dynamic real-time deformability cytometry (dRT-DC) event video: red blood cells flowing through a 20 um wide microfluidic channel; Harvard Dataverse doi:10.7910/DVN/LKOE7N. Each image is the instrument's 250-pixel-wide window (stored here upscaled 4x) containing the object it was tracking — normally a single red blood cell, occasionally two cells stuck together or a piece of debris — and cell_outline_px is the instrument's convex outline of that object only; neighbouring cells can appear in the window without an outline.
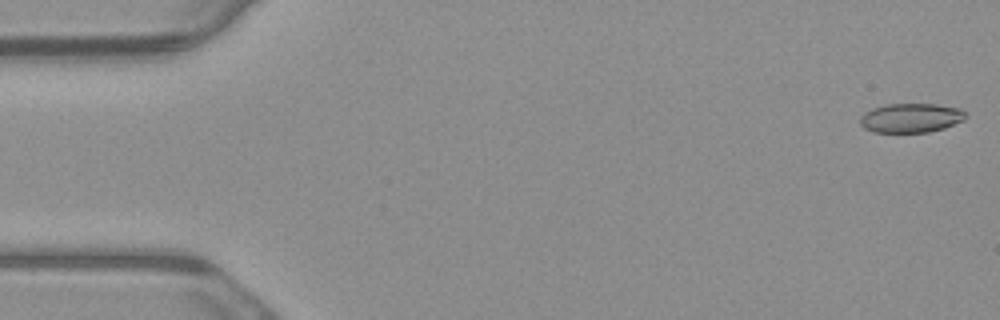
{"species": "common noctule bat (a hibernating species)", "species_latin": "Nyctalus noctula", "temperature_condition": "warm", "stored_images_in_passage": 5, "camera_frame_rate_fps": 3000, "um_per_image_px": 0.085, "animal": {"sex": "male", "body_mass_g": 23.1, "forearm_length_mm": 52.7}, "frame": {"image": 1, "passage_image": 1, "time_ms": 0.0, "image_size_px": [1000, 320], "cell_outline_px": [[968, 116], [964, 120], [944, 128], [928, 132], [872, 132], [864, 128], [860, 124], [860, 116], [864, 112], [872, 108], [884, 104], [936, 104], [960, 108]], "centroid_in_image_um": [77.41, 10.02], "position_along_channel_um": 7.6, "area_um2": 18.15}}
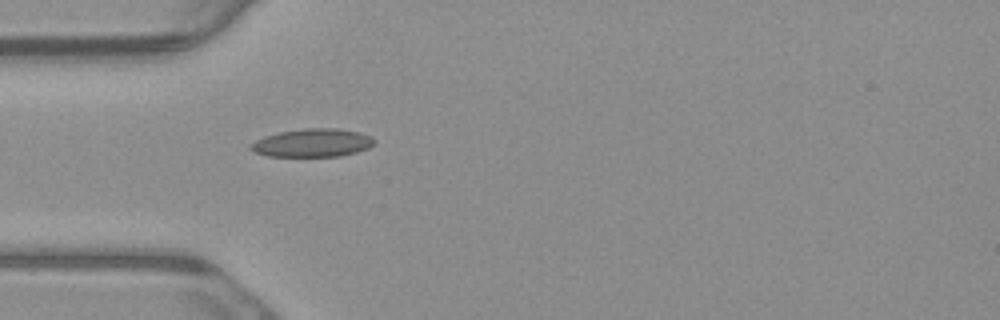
{"frame": {"image": 2, "passage_image": 5, "time_ms": 1.333, "image_size_px": [1000, 320], "cell_outline_px": [[376, 140], [368, 148], [356, 152], [340, 156], [268, 156], [256, 152], [248, 148], [248, 144], [264, 136], [280, 132], [304, 128], [340, 128], [360, 132], [372, 136]], "centroid_in_image_um": [26.56, 12.13], "position_along_channel_um": 58.4, "area_um2": 20.4}}